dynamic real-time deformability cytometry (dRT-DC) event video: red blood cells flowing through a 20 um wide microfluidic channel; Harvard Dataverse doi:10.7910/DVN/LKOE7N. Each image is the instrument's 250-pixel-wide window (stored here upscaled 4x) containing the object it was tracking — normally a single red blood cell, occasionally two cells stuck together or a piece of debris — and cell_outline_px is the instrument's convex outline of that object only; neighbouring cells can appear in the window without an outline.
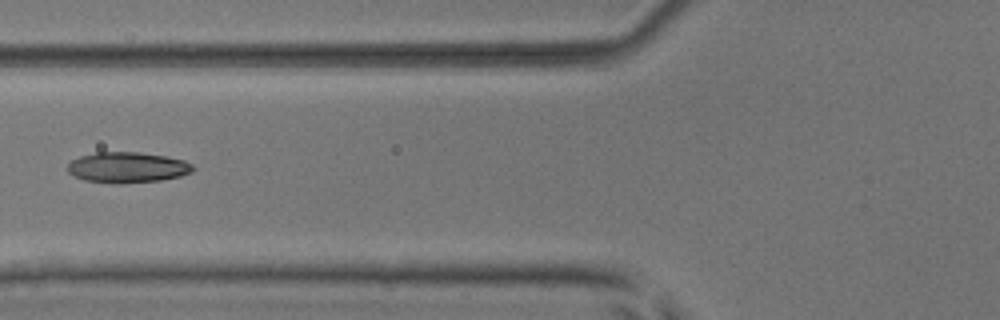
{"species": "common noctule bat (a hibernating species)", "species_latin": "Nyctalus noctula", "temperature_condition": "room temperature", "stored_images_in_passage": 7, "camera_frame_rate_fps": 3000, "um_per_image_px": 0.085, "animal": {"sex": "male", "body_mass_g": 17.9, "forearm_length_mm": 54.2}, "frame": {"image": 1, "passage_image": 6, "time_ms": 1.667, "image_size_px": [1000, 320], "cell_outline_px": [[196, 168], [192, 172], [180, 176], [160, 180], [120, 184], [84, 180], [68, 172], [68, 164], [72, 160], [80, 156], [96, 152], [140, 152], [164, 156], [184, 160], [192, 164]], "centroid_in_image_um": [10.85, 14.23], "position_along_channel_um": 115.0, "area_um2": 22.37}}
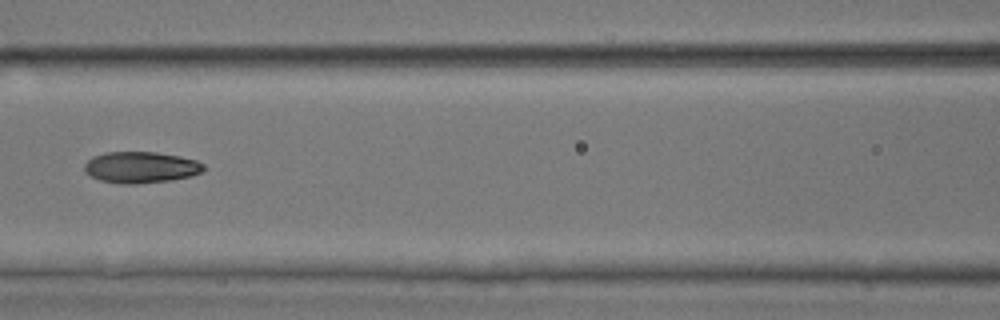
{"frame": {"image": 2, "passage_image": 7, "time_ms": 2.0, "image_size_px": [1000, 320], "cell_outline_px": [[208, 168], [192, 176], [168, 180], [136, 184], [120, 184], [100, 180], [84, 172], [84, 164], [92, 156], [104, 152], [156, 152], [180, 156], [196, 160], [204, 164]], "centroid_in_image_um": [11.97, 14.21], "position_along_channel_um": 154.6, "area_um2": 21.91}}